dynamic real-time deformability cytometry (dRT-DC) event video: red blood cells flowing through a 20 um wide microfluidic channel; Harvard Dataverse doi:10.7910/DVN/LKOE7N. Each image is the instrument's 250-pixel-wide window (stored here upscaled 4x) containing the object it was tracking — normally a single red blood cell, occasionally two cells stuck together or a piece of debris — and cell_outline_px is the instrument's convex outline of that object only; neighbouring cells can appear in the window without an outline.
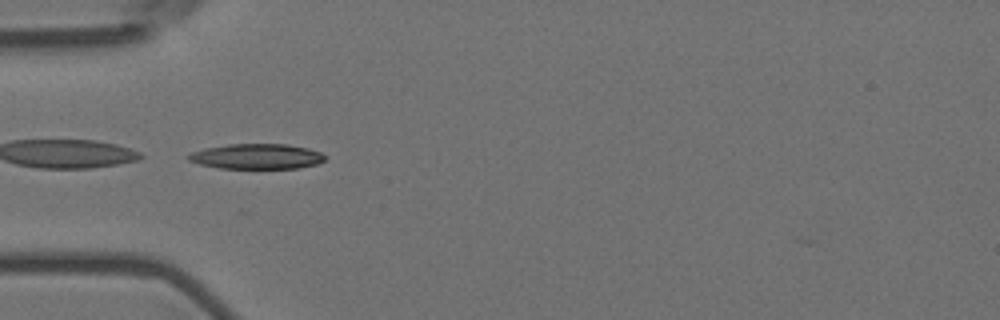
{"species": "Egyptian fruit bat (a non-hibernating species)", "species_latin": "Rousettus aegyptiacus", "temperature_condition": "room temperature", "stored_images_in_passage": 3, "camera_frame_rate_fps": 3000, "um_per_image_px": 0.085, "animal": {"sex": "female"}, "frame": {"image": 1, "passage_image": 3, "time_ms": 0.667, "image_size_px": [1000, 320], "cell_outline_px": [[324, 160], [316, 164], [300, 168], [220, 168], [200, 164], [188, 160], [184, 156], [192, 152], [204, 148], [228, 144], [288, 144], [308, 148], [320, 152], [324, 156]], "centroid_in_image_um": [21.79, 13.29], "position_along_channel_um": 63.2, "area_um2": 20.06}}